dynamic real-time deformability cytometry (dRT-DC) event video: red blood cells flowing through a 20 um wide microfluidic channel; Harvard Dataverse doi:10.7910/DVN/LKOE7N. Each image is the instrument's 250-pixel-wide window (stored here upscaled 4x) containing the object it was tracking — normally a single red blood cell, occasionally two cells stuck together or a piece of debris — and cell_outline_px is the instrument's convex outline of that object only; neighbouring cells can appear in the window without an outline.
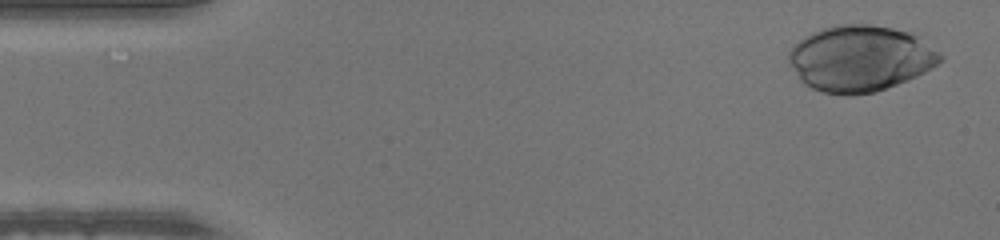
{"species": "human", "species_latin": "Homo sapiens", "temperature_condition": "warm", "stored_images_in_passage": 38, "camera_frame_rate_fps": 3000, "um_per_image_px": 0.085, "donor": {"sex": "male"}, "frame": {"image": 1, "passage_image": 2, "time_ms": 0.333, "image_size_px": [1000, 240], "cell_outline_px": [[944, 60], [932, 68], [908, 80], [876, 92], [852, 96], [844, 96], [824, 92], [812, 88], [804, 84], [800, 80], [788, 60], [788, 52], [792, 44], [804, 36], [812, 32], [836, 24], [868, 24], [892, 28], [928, 36], [944, 56]], "centroid_in_image_um": [73.19, 4.95], "position_along_channel_um": 11.8, "area_um2": 59.53}}
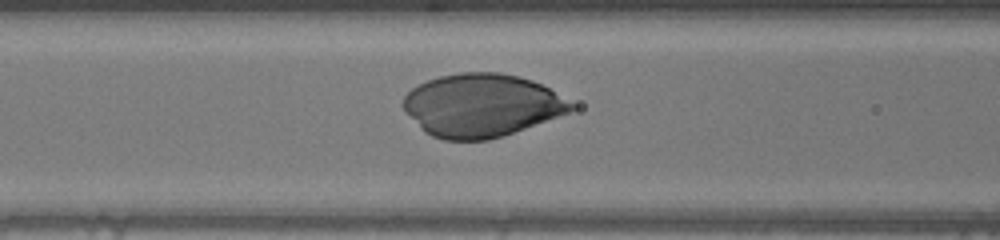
{"frame": {"image": 2, "passage_image": 19, "time_ms": 6.0, "image_size_px": [1000, 240], "cell_outline_px": [[576, 108], [568, 112], [524, 128], [488, 140], [444, 140], [432, 136], [424, 132], [420, 128], [404, 108], [404, 96], [412, 88], [428, 80], [440, 76], [460, 72], [500, 72], [520, 76], [532, 80], [548, 88], [576, 104]], "centroid_in_image_um": [40.93, 8.94], "position_along_channel_um": 125.7, "area_um2": 61.09}}
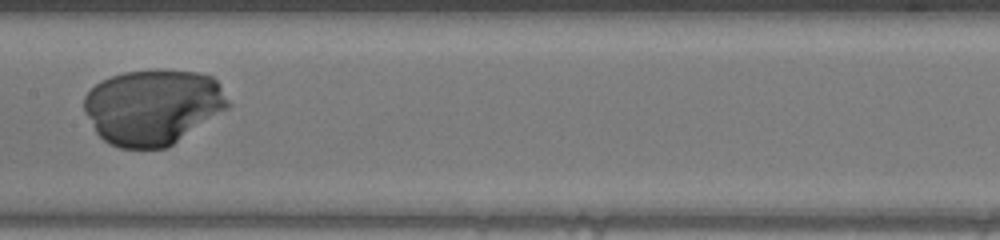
{"frame": {"image": 3, "passage_image": 24, "time_ms": 7.667, "image_size_px": [1000, 240], "cell_outline_px": [[232, 104], [228, 108], [168, 148], [120, 148], [108, 144], [96, 132], [84, 112], [84, 96], [96, 84], [112, 76], [124, 72], [160, 68], [200, 72], [212, 76], [220, 84]], "centroid_in_image_um": [13.02, 9.07], "position_along_channel_um": 194.4, "area_um2": 63.98}}